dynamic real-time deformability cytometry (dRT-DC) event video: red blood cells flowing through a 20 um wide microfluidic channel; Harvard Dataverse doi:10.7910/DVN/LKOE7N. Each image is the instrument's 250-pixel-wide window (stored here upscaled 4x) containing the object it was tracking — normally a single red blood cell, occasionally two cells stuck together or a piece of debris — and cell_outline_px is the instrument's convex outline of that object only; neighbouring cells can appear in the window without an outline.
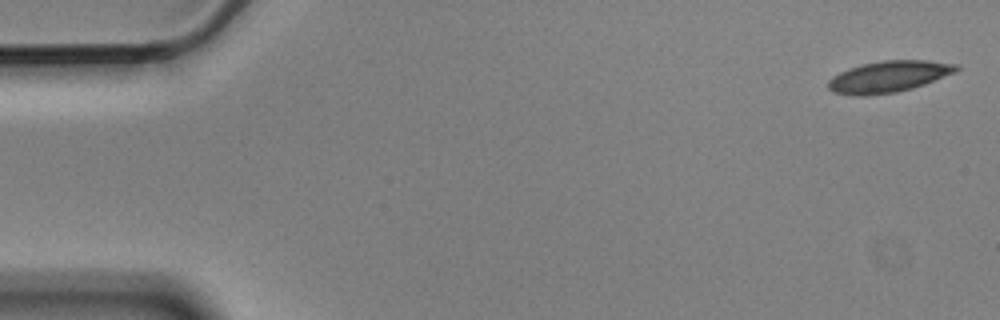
{"species": "Egyptian fruit bat (a non-hibernating species)", "species_latin": "Rousettus aegyptiacus", "temperature_condition": "cold", "stored_images_in_passage": 4, "camera_frame_rate_fps": 3000, "um_per_image_px": 0.085, "animal": {"sex": "male"}, "frame": {"image": 1, "passage_image": 1, "time_ms": 0.0, "image_size_px": [1000, 320], "cell_outline_px": [[960, 68], [956, 72], [924, 84], [912, 88], [896, 92], [864, 96], [860, 96], [832, 92], [828, 88], [828, 80], [832, 76], [840, 72], [860, 64], [880, 60], [928, 60], [960, 64]], "centroid_in_image_um": [75.54, 6.5], "position_along_channel_um": 9.5, "area_um2": 23.58}}